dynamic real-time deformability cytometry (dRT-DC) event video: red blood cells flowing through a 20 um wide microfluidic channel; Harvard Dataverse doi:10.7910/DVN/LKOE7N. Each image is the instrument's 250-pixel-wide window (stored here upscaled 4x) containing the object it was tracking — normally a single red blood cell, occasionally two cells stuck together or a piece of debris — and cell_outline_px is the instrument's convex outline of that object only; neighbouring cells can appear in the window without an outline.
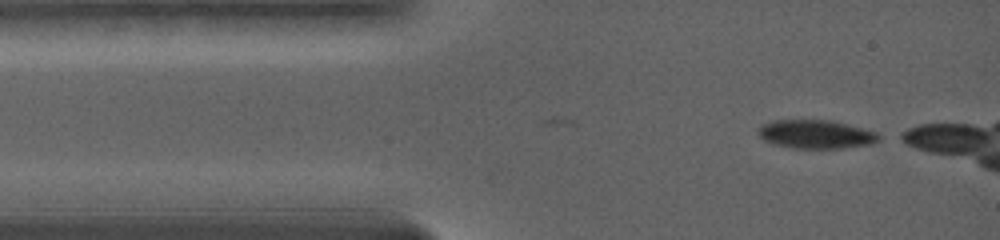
{"species": "common noctule bat (a hibernating species)", "species_latin": "Nyctalus noctula", "temperature_condition": "warm", "stored_images_in_passage": 4, "camera_frame_rate_fps": 5000, "um_per_image_px": 0.085, "animal": {"sex": "female", "body_mass_g": 19.0, "forearm_length_mm": 56.7}, "frame": {"image": 1, "passage_image": 1, "time_ms": 0.0, "image_size_px": [1000, 240], "cell_outline_px": [[884, 136], [880, 140], [868, 144], [840, 148], [796, 148], [776, 144], [764, 140], [760, 136], [760, 128], [764, 124], [776, 120], [828, 120], [876, 132]], "centroid_in_image_um": [69.39, 11.41], "position_along_channel_um": 15.6, "area_um2": 19.54}}
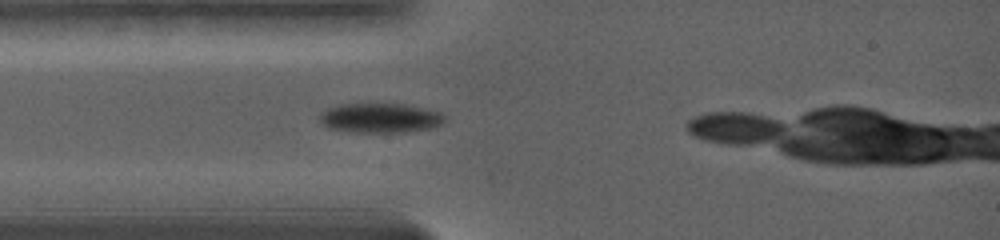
{"frame": {"image": 2, "passage_image": 4, "time_ms": 2.2, "image_size_px": [1000, 240], "cell_outline_px": [[444, 120], [440, 124], [428, 128], [400, 132], [356, 132], [328, 128], [320, 120], [320, 112], [328, 108], [340, 104], [404, 104], [440, 112], [444, 116]], "centroid_in_image_um": [32.27, 10.02], "position_along_channel_um": 52.7, "area_um2": 21.15}}